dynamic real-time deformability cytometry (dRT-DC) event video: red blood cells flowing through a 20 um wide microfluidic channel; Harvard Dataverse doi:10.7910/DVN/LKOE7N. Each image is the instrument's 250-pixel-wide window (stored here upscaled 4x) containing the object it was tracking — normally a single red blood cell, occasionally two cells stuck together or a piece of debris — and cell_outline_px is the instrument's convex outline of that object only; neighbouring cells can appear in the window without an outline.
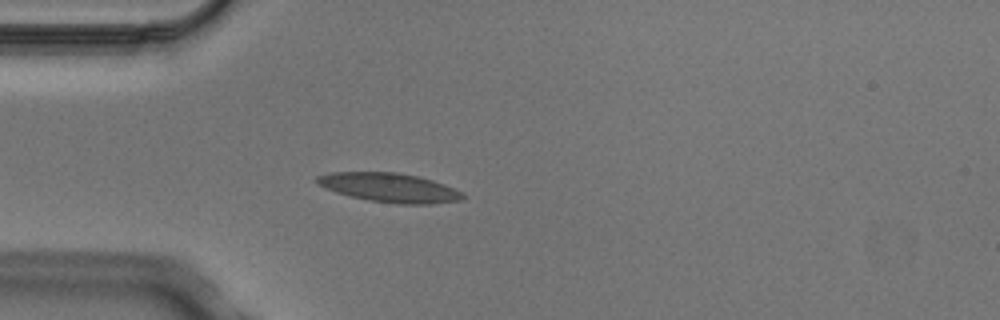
{"species": "Egyptian fruit bat (a non-hibernating species)", "species_latin": "Rousettus aegyptiacus", "temperature_condition": "cold", "stored_images_in_passage": 1, "camera_frame_rate_fps": 3000, "um_per_image_px": 0.085, "animal": {"sex": "male"}, "frame": {"image": 1, "passage_image": 1, "time_ms": 0.0, "image_size_px": [1000, 320], "cell_outline_px": [[464, 200], [432, 204], [396, 204], [368, 200], [336, 192], [324, 188], [316, 184], [316, 176], [332, 172], [396, 172], [416, 176], [432, 180], [444, 184], [464, 192]], "centroid_in_image_um": [33.12, 15.95], "position_along_channel_um": 51.9, "area_um2": 24.85}}